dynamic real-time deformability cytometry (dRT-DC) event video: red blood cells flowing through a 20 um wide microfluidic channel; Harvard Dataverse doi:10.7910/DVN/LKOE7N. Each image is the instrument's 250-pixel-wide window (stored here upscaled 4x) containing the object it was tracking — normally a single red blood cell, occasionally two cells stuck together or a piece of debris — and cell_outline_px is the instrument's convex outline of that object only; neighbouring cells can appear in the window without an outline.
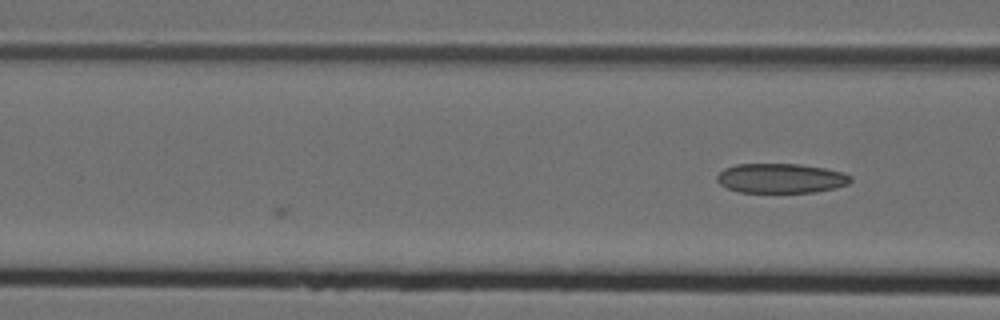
{"species": "Egyptian fruit bat (a non-hibernating species)", "species_latin": "Rousettus aegyptiacus", "temperature_condition": "cold", "stored_images_in_passage": 6, "camera_frame_rate_fps": 3000, "um_per_image_px": 0.085, "animal": {"sex": "female"}, "frame": {"image": 1, "passage_image": 6, "time_ms": 1.667, "image_size_px": [1000, 320], "cell_outline_px": [[852, 180], [848, 184], [836, 188], [816, 192], [740, 192], [728, 188], [720, 184], [716, 180], [716, 176], [724, 168], [736, 164], [800, 164], [824, 168], [844, 172], [852, 176]], "centroid_in_image_um": [66.4, 15.15], "position_along_channel_um": 100.2, "area_um2": 23.18}}